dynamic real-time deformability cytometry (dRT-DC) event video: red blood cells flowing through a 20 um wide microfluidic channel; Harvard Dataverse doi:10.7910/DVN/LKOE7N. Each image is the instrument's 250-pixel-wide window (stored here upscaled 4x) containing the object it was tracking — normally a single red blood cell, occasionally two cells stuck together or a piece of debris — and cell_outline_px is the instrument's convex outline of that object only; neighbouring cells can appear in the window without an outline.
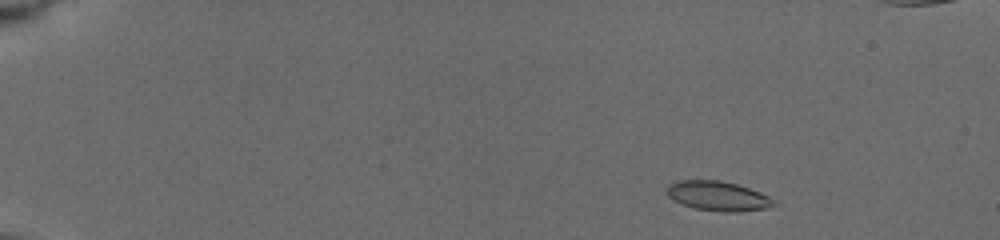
{"species": "common noctule bat (a hibernating species)", "species_latin": "Nyctalus noctula", "temperature_condition": "cold", "stored_images_in_passage": 10, "camera_frame_rate_fps": 3000, "um_per_image_px": 0.085, "animal": {"sex": "female", "body_mass_g": 19.5, "forearm_length_mm": 54.1}, "frame": {"image": 1, "passage_image": 1, "time_ms": 0.0, "image_size_px": [1000, 240], "cell_outline_px": [[780, 204], [768, 208], [740, 212], [720, 212], [696, 208], [672, 200], [668, 196], [668, 184], [676, 180], [720, 180], [736, 184], [760, 192], [776, 200]], "centroid_in_image_um": [61.08, 16.67], "position_along_channel_um": 23.9, "area_um2": 18.61}}
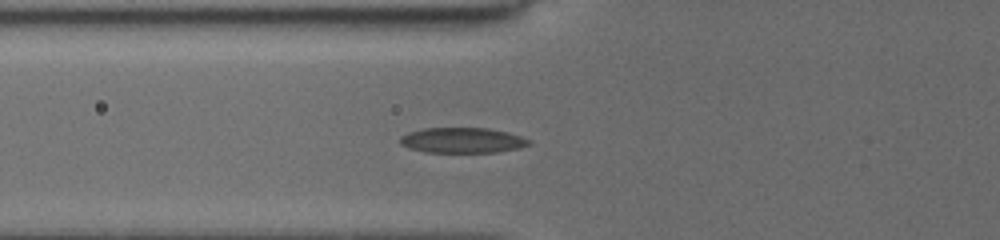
{"frame": {"image": 2, "passage_image": 7, "time_ms": 4.667, "image_size_px": [1000, 240], "cell_outline_px": [[532, 144], [520, 148], [496, 152], [424, 152], [408, 148], [400, 144], [400, 136], [408, 132], [424, 128], [488, 128], [508, 132], [532, 140]], "centroid_in_image_um": [39.31, 11.92], "position_along_channel_um": 86.5, "area_um2": 19.19}}
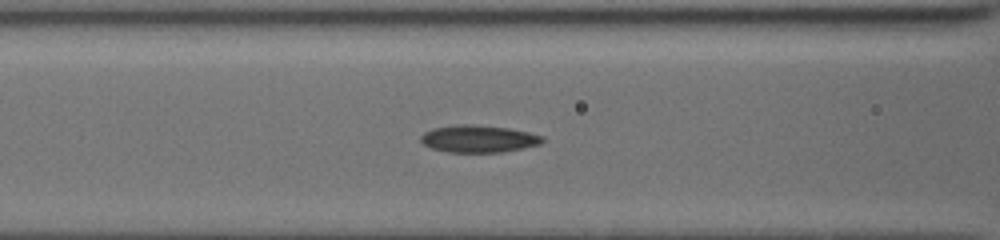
{"frame": {"image": 3, "passage_image": 9, "time_ms": 5.667, "image_size_px": [1000, 240], "cell_outline_px": [[544, 140], [540, 144], [524, 148], [504, 152], [448, 152], [432, 148], [424, 144], [420, 140], [420, 136], [424, 132], [432, 128], [456, 124], [472, 124], [508, 128], [528, 132], [544, 136]], "centroid_in_image_um": [40.67, 11.79], "position_along_channel_um": 125.9, "area_um2": 19.42}}